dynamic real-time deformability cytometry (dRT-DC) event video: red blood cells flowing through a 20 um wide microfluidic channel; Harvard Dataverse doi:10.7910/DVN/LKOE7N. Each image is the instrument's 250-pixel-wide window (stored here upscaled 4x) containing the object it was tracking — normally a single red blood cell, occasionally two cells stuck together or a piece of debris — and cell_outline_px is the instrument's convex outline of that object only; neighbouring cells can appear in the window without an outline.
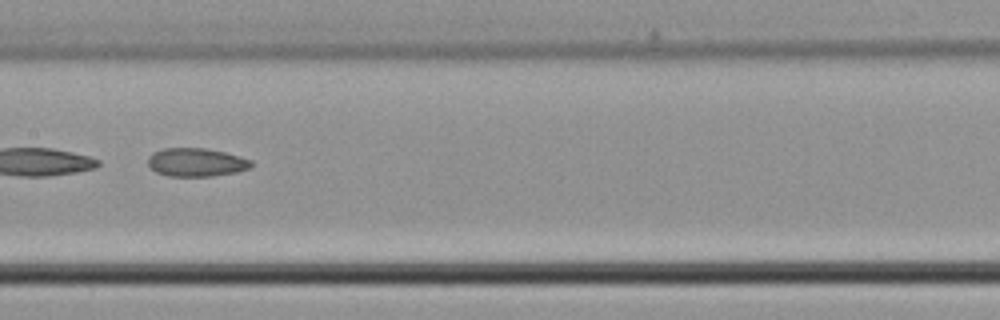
{"species": "common noctule bat (a hibernating species)", "species_latin": "Nyctalus noctula", "temperature_condition": "cold", "stored_images_in_passage": 30, "camera_frame_rate_fps": 3000, "um_per_image_px": 0.085, "animal": {"sex": "male", "body_mass_g": 21.5, "forearm_length_mm": 52.0}, "frame": {"image": 1, "passage_image": 9, "time_ms": 2.667, "image_size_px": [1000, 320], "cell_outline_px": [[252, 164], [248, 168], [236, 172], [212, 176], [168, 176], [156, 172], [148, 164], [148, 156], [152, 152], [164, 148], [204, 148], [224, 152], [240, 156], [252, 160]], "centroid_in_image_um": [16.66, 13.79], "position_along_channel_um": 190.7, "area_um2": 17.05}}